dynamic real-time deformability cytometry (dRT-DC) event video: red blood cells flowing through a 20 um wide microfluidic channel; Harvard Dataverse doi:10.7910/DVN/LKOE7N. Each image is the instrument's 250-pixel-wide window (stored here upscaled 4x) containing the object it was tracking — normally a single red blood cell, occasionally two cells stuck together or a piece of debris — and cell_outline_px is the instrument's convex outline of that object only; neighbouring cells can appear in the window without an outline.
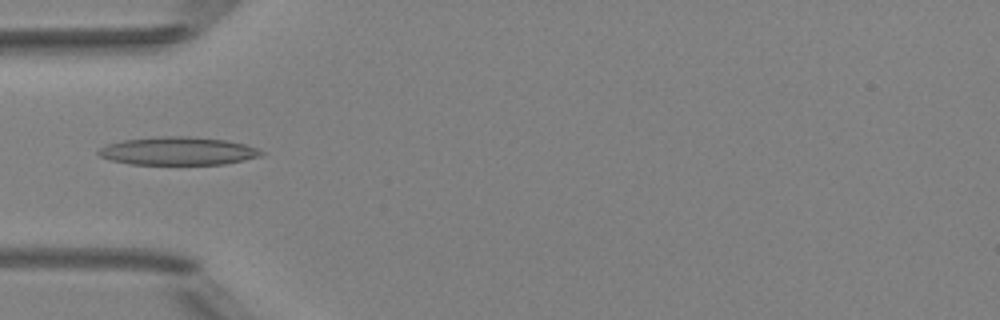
{"species": "Egyptian fruit bat (a non-hibernating species)", "species_latin": "Rousettus aegyptiacus", "temperature_condition": "room temperature", "stored_images_in_passage": 4, "camera_frame_rate_fps": 3000, "um_per_image_px": 0.085, "animal": {"sex": "female"}, "frame": {"image": 1, "passage_image": 3, "time_ms": 2.333, "image_size_px": [1000, 320], "cell_outline_px": [[264, 152], [260, 156], [244, 160], [224, 164], [128, 164], [112, 160], [100, 156], [96, 152], [100, 148], [108, 144], [124, 140], [160, 136], [188, 136], [224, 140], [244, 144], [256, 148]], "centroid_in_image_um": [15.11, 12.84], "position_along_channel_um": 69.9, "area_um2": 26.41}}
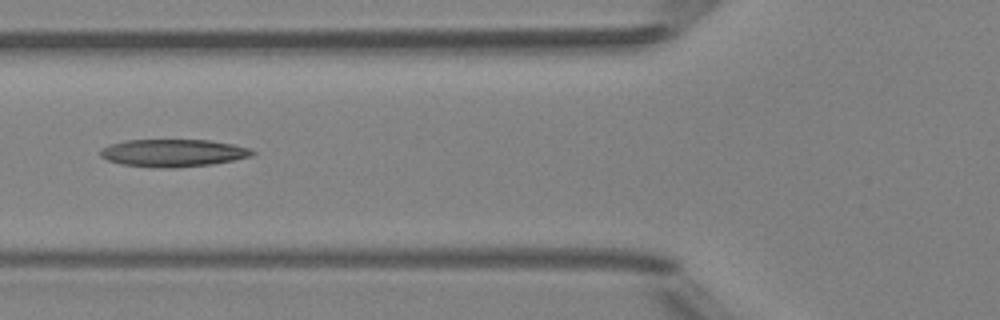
{"frame": {"image": 2, "passage_image": 4, "time_ms": 3.333, "image_size_px": [1000, 320], "cell_outline_px": [[256, 152], [252, 156], [212, 164], [176, 168], [152, 168], [120, 164], [108, 160], [100, 156], [100, 148], [108, 144], [124, 140], [208, 140], [232, 144], [252, 148]], "centroid_in_image_um": [14.68, 13.0], "position_along_channel_um": 111.1, "area_um2": 24.68}}